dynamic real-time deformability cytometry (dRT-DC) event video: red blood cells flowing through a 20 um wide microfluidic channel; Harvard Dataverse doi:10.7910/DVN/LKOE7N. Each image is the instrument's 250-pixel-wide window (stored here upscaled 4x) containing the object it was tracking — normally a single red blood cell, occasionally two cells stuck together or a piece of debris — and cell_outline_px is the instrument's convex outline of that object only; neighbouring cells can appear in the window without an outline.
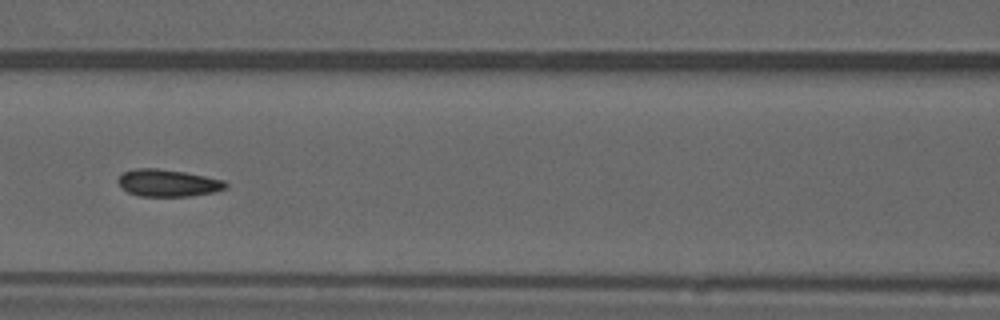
{"species": "common noctule bat (a hibernating species)", "species_latin": "Nyctalus noctula", "temperature_condition": "warm", "stored_images_in_passage": 52, "camera_frame_rate_fps": 3000, "um_per_image_px": 0.085, "animal": {"sex": "male", "forearm_length_mm": 52.5}, "frame": {"image": 1, "passage_image": 23, "time_ms": 7.333, "image_size_px": [1000, 320], "cell_outline_px": [[228, 188], [212, 192], [188, 196], [140, 196], [128, 192], [116, 180], [124, 172], [136, 168], [156, 168], [184, 172], [224, 180], [228, 184]], "centroid_in_image_um": [14.28, 15.55], "position_along_channel_um": 152.3, "area_um2": 16.82}, "authors_computed_cell_mechanics": {"area_um2": 16.9932, "velocity_mm_per_s": 3.8788, "shape_relaxation_time_tau1_ms": null, "shape_relaxation_time_tau2_ms": 1.0501, "deformation_change_tau1": null, "deformation_change_tau2": 0.07}}